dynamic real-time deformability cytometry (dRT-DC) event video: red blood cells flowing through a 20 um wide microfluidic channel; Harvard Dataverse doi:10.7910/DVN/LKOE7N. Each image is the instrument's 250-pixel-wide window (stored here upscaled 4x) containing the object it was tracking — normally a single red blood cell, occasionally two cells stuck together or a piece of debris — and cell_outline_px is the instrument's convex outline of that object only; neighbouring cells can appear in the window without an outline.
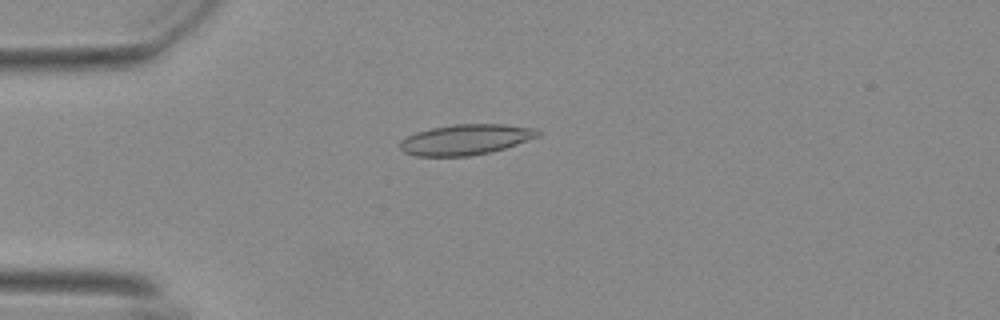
{"species": "Egyptian fruit bat (a non-hibernating species)", "species_latin": "Rousettus aegyptiacus", "temperature_condition": "warm", "stored_images_in_passage": 49, "camera_frame_rate_fps": 3000, "um_per_image_px": 0.085, "animal": {"sex": "female"}, "frame": {"image": 1, "passage_image": 10, "time_ms": 3.0, "image_size_px": [1000, 320], "cell_outline_px": [[544, 132], [540, 136], [504, 148], [488, 152], [468, 156], [416, 156], [404, 152], [400, 148], [400, 140], [416, 132], [432, 128], [456, 124], [504, 124], [536, 128]], "centroid_in_image_um": [39.61, 11.85], "position_along_channel_um": 45.4, "area_um2": 24.45}}
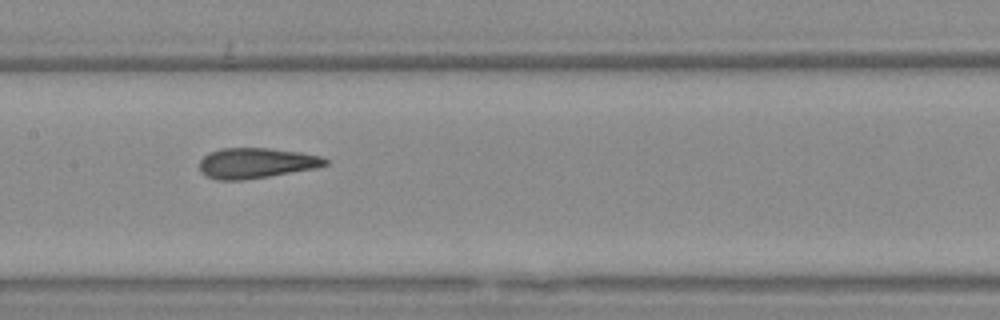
{"frame": {"image": 2, "passage_image": 23, "time_ms": 7.333, "image_size_px": [1000, 320], "cell_outline_px": [[328, 164], [312, 168], [268, 176], [244, 180], [216, 180], [200, 172], [200, 160], [208, 152], [220, 148], [268, 148], [300, 152], [320, 156], [328, 160]], "centroid_in_image_um": [21.71, 13.85], "position_along_channel_um": 185.7, "area_um2": 22.08}}
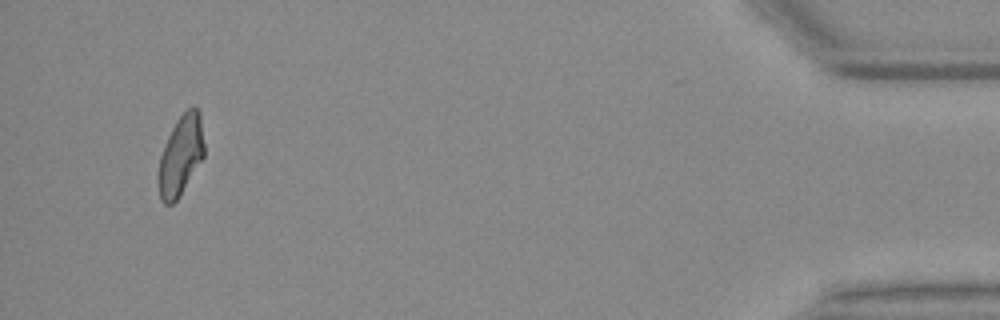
{"frame": {"image": 3, "passage_image": 48, "time_ms": 15.667, "image_size_px": [1000, 320], "cell_outline_px": [[204, 156], [176, 200], [172, 204], [164, 204], [160, 200], [156, 184], [156, 176], [160, 156], [168, 136], [176, 120], [188, 108], [196, 108], [200, 112], [204, 144]], "centroid_in_image_um": [15.32, 13.25], "position_along_channel_um": 419.9, "area_um2": 21.39}, "authors_computed_cell_mechanics": {"area_um2": 22.542, "velocity_mm_per_s": 3.7085, "shape_relaxation_time_tau1_ms": 10.2367, "shape_relaxation_time_tau2_ms": 1.4472, "deformation_change_tau1": 0.2405, "deformation_change_tau2": 0.0961}}